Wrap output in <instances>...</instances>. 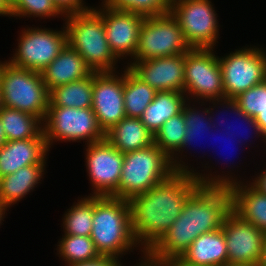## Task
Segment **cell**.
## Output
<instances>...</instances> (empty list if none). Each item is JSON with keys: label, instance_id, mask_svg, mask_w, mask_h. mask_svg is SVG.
<instances>
[{"label": "cell", "instance_id": "6da1fadb", "mask_svg": "<svg viewBox=\"0 0 266 266\" xmlns=\"http://www.w3.org/2000/svg\"><path fill=\"white\" fill-rule=\"evenodd\" d=\"M231 210L230 188L200 185L187 198L179 217L147 252L163 261L181 257L198 236L220 229Z\"/></svg>", "mask_w": 266, "mask_h": 266}, {"label": "cell", "instance_id": "7a4b0ae2", "mask_svg": "<svg viewBox=\"0 0 266 266\" xmlns=\"http://www.w3.org/2000/svg\"><path fill=\"white\" fill-rule=\"evenodd\" d=\"M200 186L192 173L175 172L149 191L129 200L132 234L148 251L181 214L187 198ZM140 243V244H139Z\"/></svg>", "mask_w": 266, "mask_h": 266}, {"label": "cell", "instance_id": "3957f363", "mask_svg": "<svg viewBox=\"0 0 266 266\" xmlns=\"http://www.w3.org/2000/svg\"><path fill=\"white\" fill-rule=\"evenodd\" d=\"M90 238L101 256H123L138 247L132 234L129 201L114 196H95Z\"/></svg>", "mask_w": 266, "mask_h": 266}, {"label": "cell", "instance_id": "277c9868", "mask_svg": "<svg viewBox=\"0 0 266 266\" xmlns=\"http://www.w3.org/2000/svg\"><path fill=\"white\" fill-rule=\"evenodd\" d=\"M65 18L68 45L82 56L92 71H115L119 59L108 44L103 18L93 8Z\"/></svg>", "mask_w": 266, "mask_h": 266}, {"label": "cell", "instance_id": "5b68a950", "mask_svg": "<svg viewBox=\"0 0 266 266\" xmlns=\"http://www.w3.org/2000/svg\"><path fill=\"white\" fill-rule=\"evenodd\" d=\"M1 106L32 114L44 121L49 91L41 72L22 69L8 61L0 62Z\"/></svg>", "mask_w": 266, "mask_h": 266}, {"label": "cell", "instance_id": "8992f818", "mask_svg": "<svg viewBox=\"0 0 266 266\" xmlns=\"http://www.w3.org/2000/svg\"><path fill=\"white\" fill-rule=\"evenodd\" d=\"M117 197L130 200L167 180L174 172L171 159L155 144L124 153Z\"/></svg>", "mask_w": 266, "mask_h": 266}, {"label": "cell", "instance_id": "52a82bcc", "mask_svg": "<svg viewBox=\"0 0 266 266\" xmlns=\"http://www.w3.org/2000/svg\"><path fill=\"white\" fill-rule=\"evenodd\" d=\"M43 133L48 147L53 141H81L86 144L105 139V132L99 126L96 115L90 108L48 106L43 122Z\"/></svg>", "mask_w": 266, "mask_h": 266}, {"label": "cell", "instance_id": "ba28073f", "mask_svg": "<svg viewBox=\"0 0 266 266\" xmlns=\"http://www.w3.org/2000/svg\"><path fill=\"white\" fill-rule=\"evenodd\" d=\"M191 49L171 13L144 17L133 60L179 55Z\"/></svg>", "mask_w": 266, "mask_h": 266}, {"label": "cell", "instance_id": "9c48e42d", "mask_svg": "<svg viewBox=\"0 0 266 266\" xmlns=\"http://www.w3.org/2000/svg\"><path fill=\"white\" fill-rule=\"evenodd\" d=\"M213 51L191 48L185 53L184 93L187 101H191L190 97L210 102L225 98L221 67Z\"/></svg>", "mask_w": 266, "mask_h": 266}, {"label": "cell", "instance_id": "30bf717a", "mask_svg": "<svg viewBox=\"0 0 266 266\" xmlns=\"http://www.w3.org/2000/svg\"><path fill=\"white\" fill-rule=\"evenodd\" d=\"M170 13L191 48L214 49L219 25L210 0H171Z\"/></svg>", "mask_w": 266, "mask_h": 266}, {"label": "cell", "instance_id": "8fae6325", "mask_svg": "<svg viewBox=\"0 0 266 266\" xmlns=\"http://www.w3.org/2000/svg\"><path fill=\"white\" fill-rule=\"evenodd\" d=\"M225 98L234 99L251 87L266 80V52L263 48L238 49L218 57Z\"/></svg>", "mask_w": 266, "mask_h": 266}, {"label": "cell", "instance_id": "7c38bea8", "mask_svg": "<svg viewBox=\"0 0 266 266\" xmlns=\"http://www.w3.org/2000/svg\"><path fill=\"white\" fill-rule=\"evenodd\" d=\"M30 28L21 32L18 49L8 62L18 68L41 72L68 44L67 31L65 26L61 31Z\"/></svg>", "mask_w": 266, "mask_h": 266}, {"label": "cell", "instance_id": "4fadbf2b", "mask_svg": "<svg viewBox=\"0 0 266 266\" xmlns=\"http://www.w3.org/2000/svg\"><path fill=\"white\" fill-rule=\"evenodd\" d=\"M225 236L228 265L259 266L265 233L231 210L221 227Z\"/></svg>", "mask_w": 266, "mask_h": 266}, {"label": "cell", "instance_id": "5bb4252c", "mask_svg": "<svg viewBox=\"0 0 266 266\" xmlns=\"http://www.w3.org/2000/svg\"><path fill=\"white\" fill-rule=\"evenodd\" d=\"M86 167L94 193L92 196L117 197L124 155L106 139L88 144Z\"/></svg>", "mask_w": 266, "mask_h": 266}, {"label": "cell", "instance_id": "9a60e30c", "mask_svg": "<svg viewBox=\"0 0 266 266\" xmlns=\"http://www.w3.org/2000/svg\"><path fill=\"white\" fill-rule=\"evenodd\" d=\"M193 175L200 185L230 188L232 210L243 220L252 223L259 230L266 233V194L259 192L250 183L244 185L236 177L233 179V176L215 175L213 177L212 174L206 176L198 172H194Z\"/></svg>", "mask_w": 266, "mask_h": 266}, {"label": "cell", "instance_id": "2e32d148", "mask_svg": "<svg viewBox=\"0 0 266 266\" xmlns=\"http://www.w3.org/2000/svg\"><path fill=\"white\" fill-rule=\"evenodd\" d=\"M94 72L92 110L98 124L106 133L126 117L124 109V74Z\"/></svg>", "mask_w": 266, "mask_h": 266}, {"label": "cell", "instance_id": "e0dca14e", "mask_svg": "<svg viewBox=\"0 0 266 266\" xmlns=\"http://www.w3.org/2000/svg\"><path fill=\"white\" fill-rule=\"evenodd\" d=\"M93 8L102 18L106 38L113 54L121 59L134 58L144 17L141 14L114 8Z\"/></svg>", "mask_w": 266, "mask_h": 266}, {"label": "cell", "instance_id": "ac0fdd59", "mask_svg": "<svg viewBox=\"0 0 266 266\" xmlns=\"http://www.w3.org/2000/svg\"><path fill=\"white\" fill-rule=\"evenodd\" d=\"M127 67L157 92H184L185 53L146 60H134Z\"/></svg>", "mask_w": 266, "mask_h": 266}, {"label": "cell", "instance_id": "d6986e66", "mask_svg": "<svg viewBox=\"0 0 266 266\" xmlns=\"http://www.w3.org/2000/svg\"><path fill=\"white\" fill-rule=\"evenodd\" d=\"M49 147L42 133L38 138L7 141L0 147V177L28 165H45Z\"/></svg>", "mask_w": 266, "mask_h": 266}, {"label": "cell", "instance_id": "ffe728a7", "mask_svg": "<svg viewBox=\"0 0 266 266\" xmlns=\"http://www.w3.org/2000/svg\"><path fill=\"white\" fill-rule=\"evenodd\" d=\"M92 69L82 56L68 44L59 55L41 71L43 82L50 91L60 85L82 80L91 75Z\"/></svg>", "mask_w": 266, "mask_h": 266}, {"label": "cell", "instance_id": "44dd1931", "mask_svg": "<svg viewBox=\"0 0 266 266\" xmlns=\"http://www.w3.org/2000/svg\"><path fill=\"white\" fill-rule=\"evenodd\" d=\"M222 228L198 236L183 253L186 262L200 266L228 265V253Z\"/></svg>", "mask_w": 266, "mask_h": 266}, {"label": "cell", "instance_id": "7402d4cb", "mask_svg": "<svg viewBox=\"0 0 266 266\" xmlns=\"http://www.w3.org/2000/svg\"><path fill=\"white\" fill-rule=\"evenodd\" d=\"M105 139L123 154L154 144V135L140 118L133 117L120 120L105 133Z\"/></svg>", "mask_w": 266, "mask_h": 266}, {"label": "cell", "instance_id": "603a6c76", "mask_svg": "<svg viewBox=\"0 0 266 266\" xmlns=\"http://www.w3.org/2000/svg\"><path fill=\"white\" fill-rule=\"evenodd\" d=\"M45 165H28L18 171L0 177V203L7 210L12 204H16L43 178Z\"/></svg>", "mask_w": 266, "mask_h": 266}, {"label": "cell", "instance_id": "cb8c5ba5", "mask_svg": "<svg viewBox=\"0 0 266 266\" xmlns=\"http://www.w3.org/2000/svg\"><path fill=\"white\" fill-rule=\"evenodd\" d=\"M188 106V107H187ZM183 117L185 120V136L183 139V144L180 148V151L178 153H176L177 157L174 156L171 159V164L173 167L174 172H182V173H194V169L192 170L190 167L188 168V165L185 166L183 164H185V162L181 161L182 159H180L178 157V154L183 153V151L185 150V148H189V146L191 145V143H193V141L197 140L198 137L200 138L201 135H203L204 132L210 131V128H212V130L215 131V129L213 128H217V123H213L214 121L212 120V116L211 115L214 109L211 108L209 106L205 108L204 110L201 111L202 113H200V111H198V109H196L195 107L192 108V106H190V103L187 104V102L184 104L183 106ZM205 114V115H203ZM211 115V116H209ZM208 116V117H207ZM209 133V132H207ZM198 141V140H197ZM195 143V142H194ZM184 149V150H183ZM179 159V160H178ZM183 162V163H181ZM191 169V170H189Z\"/></svg>", "mask_w": 266, "mask_h": 266}, {"label": "cell", "instance_id": "d4e9b609", "mask_svg": "<svg viewBox=\"0 0 266 266\" xmlns=\"http://www.w3.org/2000/svg\"><path fill=\"white\" fill-rule=\"evenodd\" d=\"M186 100L184 92H157L140 119L145 127L155 135L165 121L182 112L184 104L189 102Z\"/></svg>", "mask_w": 266, "mask_h": 266}, {"label": "cell", "instance_id": "484cf974", "mask_svg": "<svg viewBox=\"0 0 266 266\" xmlns=\"http://www.w3.org/2000/svg\"><path fill=\"white\" fill-rule=\"evenodd\" d=\"M0 119L7 141L38 138L43 133V121L17 109L0 107Z\"/></svg>", "mask_w": 266, "mask_h": 266}, {"label": "cell", "instance_id": "4316f807", "mask_svg": "<svg viewBox=\"0 0 266 266\" xmlns=\"http://www.w3.org/2000/svg\"><path fill=\"white\" fill-rule=\"evenodd\" d=\"M94 72L82 80L60 85L49 91V106L84 109L92 107Z\"/></svg>", "mask_w": 266, "mask_h": 266}, {"label": "cell", "instance_id": "83f0119b", "mask_svg": "<svg viewBox=\"0 0 266 266\" xmlns=\"http://www.w3.org/2000/svg\"><path fill=\"white\" fill-rule=\"evenodd\" d=\"M124 73V109L126 117L140 118L154 100L157 91L144 83L127 66Z\"/></svg>", "mask_w": 266, "mask_h": 266}, {"label": "cell", "instance_id": "f1b7e54d", "mask_svg": "<svg viewBox=\"0 0 266 266\" xmlns=\"http://www.w3.org/2000/svg\"><path fill=\"white\" fill-rule=\"evenodd\" d=\"M95 196H87L74 203L63 218L64 234L90 236L93 228Z\"/></svg>", "mask_w": 266, "mask_h": 266}, {"label": "cell", "instance_id": "f546056e", "mask_svg": "<svg viewBox=\"0 0 266 266\" xmlns=\"http://www.w3.org/2000/svg\"><path fill=\"white\" fill-rule=\"evenodd\" d=\"M60 240L59 245H57V252L67 266L95 260L101 256L90 236L64 234Z\"/></svg>", "mask_w": 266, "mask_h": 266}, {"label": "cell", "instance_id": "4dcf8cb0", "mask_svg": "<svg viewBox=\"0 0 266 266\" xmlns=\"http://www.w3.org/2000/svg\"><path fill=\"white\" fill-rule=\"evenodd\" d=\"M185 120L181 113L169 118L154 135V144L170 159L180 151L185 136Z\"/></svg>", "mask_w": 266, "mask_h": 266}, {"label": "cell", "instance_id": "1f68e13d", "mask_svg": "<svg viewBox=\"0 0 266 266\" xmlns=\"http://www.w3.org/2000/svg\"><path fill=\"white\" fill-rule=\"evenodd\" d=\"M102 6L143 16H159L170 13L171 0H103Z\"/></svg>", "mask_w": 266, "mask_h": 266}, {"label": "cell", "instance_id": "d6a6232c", "mask_svg": "<svg viewBox=\"0 0 266 266\" xmlns=\"http://www.w3.org/2000/svg\"><path fill=\"white\" fill-rule=\"evenodd\" d=\"M12 17H56L63 15L53 0H16L10 9Z\"/></svg>", "mask_w": 266, "mask_h": 266}, {"label": "cell", "instance_id": "836d02e7", "mask_svg": "<svg viewBox=\"0 0 266 266\" xmlns=\"http://www.w3.org/2000/svg\"><path fill=\"white\" fill-rule=\"evenodd\" d=\"M239 108L248 116L256 117L266 110V80L234 98Z\"/></svg>", "mask_w": 266, "mask_h": 266}, {"label": "cell", "instance_id": "e575fe53", "mask_svg": "<svg viewBox=\"0 0 266 266\" xmlns=\"http://www.w3.org/2000/svg\"><path fill=\"white\" fill-rule=\"evenodd\" d=\"M217 101V102H216ZM222 102H223V104H225V107H224V105L222 104ZM218 104V105H222L224 108H229L230 110H232L233 112V114H235V115H237L238 117H242V119L244 120V122H246V124H249V126H250V129H251V127L253 128V130L255 131V134L257 135V136H260V137H262V138H264V136H263V134H262V132H261V130H260V127H259V125L256 123V121H255V118L254 117H251V116H248L245 112H243L240 108H239V106L237 105V102H236V100L235 99H232V98H222V99H218V100H212V102H211V104H213V105H215V104ZM219 103H221V104H219ZM224 111V110H223ZM239 118V119H240ZM219 119V118H218ZM221 123V122H220ZM228 126V127H227ZM227 126H226V128H227V130H230L231 129V127L227 124ZM248 126V127H249ZM232 130V129H231ZM234 131V130H233ZM228 133H230V131L228 132L227 131V133H225L227 136L229 135ZM246 140V139H245Z\"/></svg>", "mask_w": 266, "mask_h": 266}, {"label": "cell", "instance_id": "d590c367", "mask_svg": "<svg viewBox=\"0 0 266 266\" xmlns=\"http://www.w3.org/2000/svg\"><path fill=\"white\" fill-rule=\"evenodd\" d=\"M53 3L63 16L83 13L92 9V7H86L83 0H53Z\"/></svg>", "mask_w": 266, "mask_h": 266}, {"label": "cell", "instance_id": "8d00e7d4", "mask_svg": "<svg viewBox=\"0 0 266 266\" xmlns=\"http://www.w3.org/2000/svg\"><path fill=\"white\" fill-rule=\"evenodd\" d=\"M118 258L109 256H100L99 258L86 262L71 264L70 266H122Z\"/></svg>", "mask_w": 266, "mask_h": 266}, {"label": "cell", "instance_id": "74e56055", "mask_svg": "<svg viewBox=\"0 0 266 266\" xmlns=\"http://www.w3.org/2000/svg\"><path fill=\"white\" fill-rule=\"evenodd\" d=\"M250 184L259 192L266 194V170L262 171L259 176L255 177V180Z\"/></svg>", "mask_w": 266, "mask_h": 266}, {"label": "cell", "instance_id": "f35d334b", "mask_svg": "<svg viewBox=\"0 0 266 266\" xmlns=\"http://www.w3.org/2000/svg\"><path fill=\"white\" fill-rule=\"evenodd\" d=\"M144 261L142 260L139 265L136 266H165V261L152 257L147 251L143 252Z\"/></svg>", "mask_w": 266, "mask_h": 266}, {"label": "cell", "instance_id": "ab89813d", "mask_svg": "<svg viewBox=\"0 0 266 266\" xmlns=\"http://www.w3.org/2000/svg\"><path fill=\"white\" fill-rule=\"evenodd\" d=\"M256 123L259 125L260 130L264 136V140L266 142V110L263 112H259L255 117Z\"/></svg>", "mask_w": 266, "mask_h": 266}, {"label": "cell", "instance_id": "60d3db41", "mask_svg": "<svg viewBox=\"0 0 266 266\" xmlns=\"http://www.w3.org/2000/svg\"><path fill=\"white\" fill-rule=\"evenodd\" d=\"M165 266H200L186 262L181 257L171 258L165 261Z\"/></svg>", "mask_w": 266, "mask_h": 266}, {"label": "cell", "instance_id": "b9f144b4", "mask_svg": "<svg viewBox=\"0 0 266 266\" xmlns=\"http://www.w3.org/2000/svg\"><path fill=\"white\" fill-rule=\"evenodd\" d=\"M10 16V9L0 0V16Z\"/></svg>", "mask_w": 266, "mask_h": 266}, {"label": "cell", "instance_id": "7bdbcfd3", "mask_svg": "<svg viewBox=\"0 0 266 266\" xmlns=\"http://www.w3.org/2000/svg\"><path fill=\"white\" fill-rule=\"evenodd\" d=\"M259 266H266V233H265V238H264L262 257H261Z\"/></svg>", "mask_w": 266, "mask_h": 266}, {"label": "cell", "instance_id": "ee69618b", "mask_svg": "<svg viewBox=\"0 0 266 266\" xmlns=\"http://www.w3.org/2000/svg\"><path fill=\"white\" fill-rule=\"evenodd\" d=\"M7 142L5 137V133L2 127L1 119H0V147L3 146Z\"/></svg>", "mask_w": 266, "mask_h": 266}, {"label": "cell", "instance_id": "f6af8a7d", "mask_svg": "<svg viewBox=\"0 0 266 266\" xmlns=\"http://www.w3.org/2000/svg\"><path fill=\"white\" fill-rule=\"evenodd\" d=\"M2 2L9 8L11 9L16 2V0H2Z\"/></svg>", "mask_w": 266, "mask_h": 266}, {"label": "cell", "instance_id": "bcb514c9", "mask_svg": "<svg viewBox=\"0 0 266 266\" xmlns=\"http://www.w3.org/2000/svg\"><path fill=\"white\" fill-rule=\"evenodd\" d=\"M6 209L1 205L0 203V224H1V221L5 218V213H6Z\"/></svg>", "mask_w": 266, "mask_h": 266}]
</instances>
